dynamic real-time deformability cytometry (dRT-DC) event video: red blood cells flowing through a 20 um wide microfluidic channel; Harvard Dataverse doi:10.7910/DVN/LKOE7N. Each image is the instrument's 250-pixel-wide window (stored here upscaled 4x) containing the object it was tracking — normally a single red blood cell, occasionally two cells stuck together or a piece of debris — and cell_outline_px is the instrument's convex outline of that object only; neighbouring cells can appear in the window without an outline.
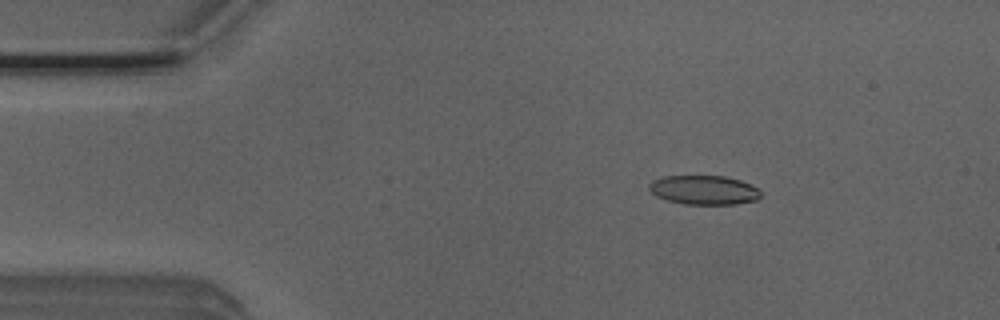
{"species": "Egyptian fruit bat (a non-hibernating species)", "species_latin": "Rousettus aegyptiacus", "temperature_condition": "room temperature", "stored_images_in_passage": 4, "camera_frame_rate_fps": 3000, "um_per_image_px": 0.085, "animal": {"sex": "male"}, "frame": {"image": 1, "passage_image": 2, "time_ms": 0.333, "image_size_px": [1000, 320], "cell_outline_px": [[760, 196], [756, 200], [736, 204], [684, 204], [668, 200], [656, 196], [648, 188], [648, 184], [652, 180], [664, 176], [724, 176], [740, 180], [756, 188], [760, 192]], "centroid_in_image_um": [59.79, 16.15], "position_along_channel_um": 25.2, "area_um2": 18.84}}
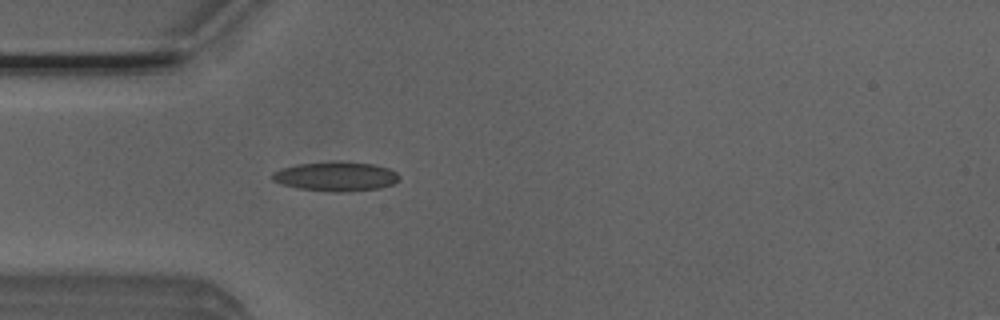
{"frame": {"image": 2, "passage_image": 4, "time_ms": 1.0, "image_size_px": [1000, 320], "cell_outline_px": [[400, 180], [396, 184], [380, 188], [348, 192], [332, 192], [300, 188], [280, 184], [272, 180], [272, 172], [296, 164], [332, 160], [340, 160], [372, 164], [388, 168], [396, 172], [400, 176]], "centroid_in_image_um": [28.58, 14.98], "position_along_channel_um": 56.4, "area_um2": 22.2}}